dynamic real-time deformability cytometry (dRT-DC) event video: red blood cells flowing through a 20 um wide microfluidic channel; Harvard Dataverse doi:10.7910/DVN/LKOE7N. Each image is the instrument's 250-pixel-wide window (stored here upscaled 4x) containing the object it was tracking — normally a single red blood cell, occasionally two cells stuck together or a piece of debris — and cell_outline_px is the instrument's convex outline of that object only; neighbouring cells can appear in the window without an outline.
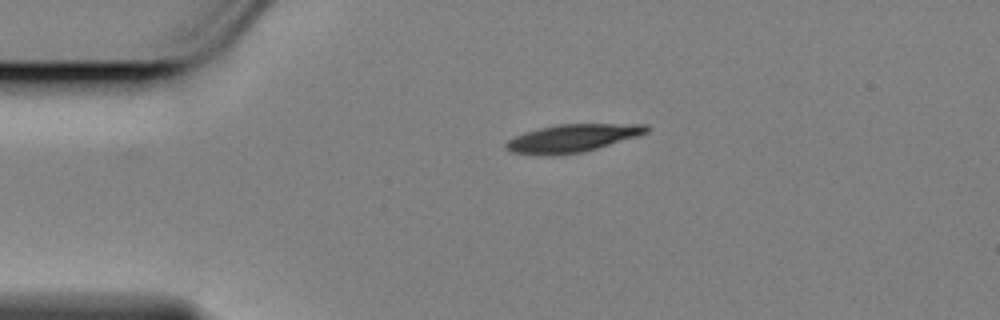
{"species": "Egyptian fruit bat (a non-hibernating species)", "species_latin": "Rousettus aegyptiacus", "temperature_condition": "cold", "stored_images_in_passage": 46, "camera_frame_rate_fps": 3000, "um_per_image_px": 0.085, "animal": {"sex": "female"}, "frame": {"image": 1, "passage_image": 1, "time_ms": 0.0, "image_size_px": [1000, 320], "cell_outline_px": [[652, 128], [648, 132], [636, 136], [596, 148], [580, 152], [552, 156], [512, 152], [504, 148], [504, 144], [508, 140], [524, 132], [556, 124], [648, 124]], "centroid_in_image_um": [48.64, 11.74], "position_along_channel_um": 36.4, "area_um2": 22.6}}
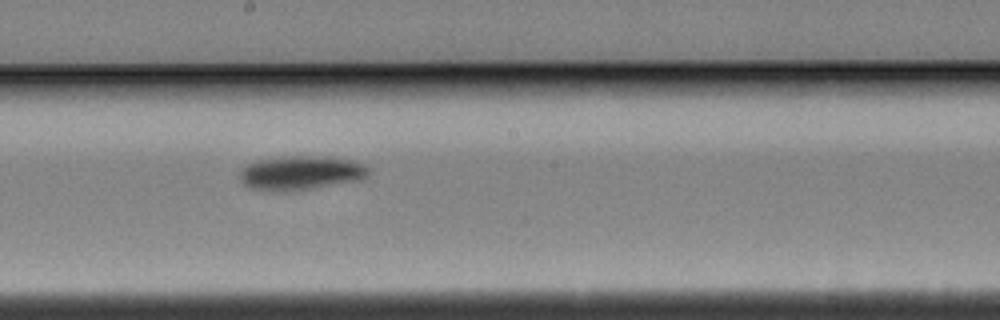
{"frame": {"image": 2, "passage_image": 20, "time_ms": 6.333, "image_size_px": [1000, 320], "cell_outline_px": [[368, 176], [364, 180], [312, 188], [284, 192], [252, 188], [244, 184], [240, 180], [240, 172], [244, 164], [256, 160], [284, 156], [332, 156], [352, 160], [364, 164], [368, 168]], "centroid_in_image_um": [25.59, 14.68], "position_along_channel_um": 222.6, "area_um2": 26.01}}
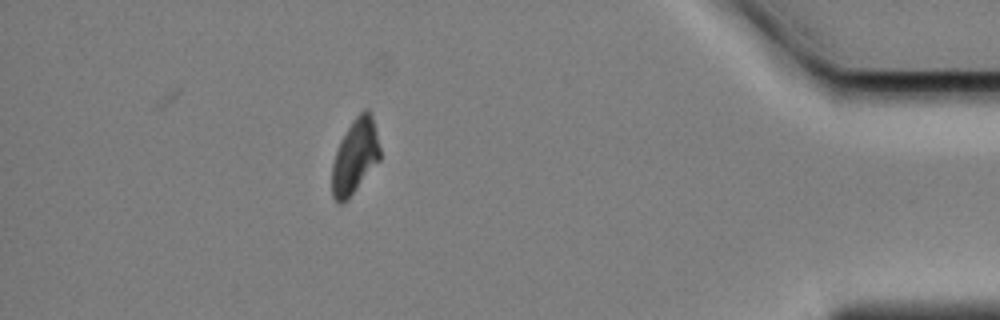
{"frame": {"image": 3, "passage_image": 40, "time_ms": 13.0, "image_size_px": [1000, 320], "cell_outline_px": [[380, 160], [356, 188], [340, 204], [332, 196], [332, 164], [340, 140], [356, 116], [364, 108], [368, 108], [372, 116], [380, 148]], "centroid_in_image_um": [30.18, 13.25], "position_along_channel_um": 405.0, "area_um2": 20.35}, "authors_computed_cell_mechanics": {"area_um2": 23.1778, "velocity_mm_per_s": 3.4419, "shape_relaxation_time_tau1_ms": 3.0604, "shape_relaxation_time_tau2_ms": null, "deformation_change_tau1": 0.1191, "deformation_change_tau2": null}}